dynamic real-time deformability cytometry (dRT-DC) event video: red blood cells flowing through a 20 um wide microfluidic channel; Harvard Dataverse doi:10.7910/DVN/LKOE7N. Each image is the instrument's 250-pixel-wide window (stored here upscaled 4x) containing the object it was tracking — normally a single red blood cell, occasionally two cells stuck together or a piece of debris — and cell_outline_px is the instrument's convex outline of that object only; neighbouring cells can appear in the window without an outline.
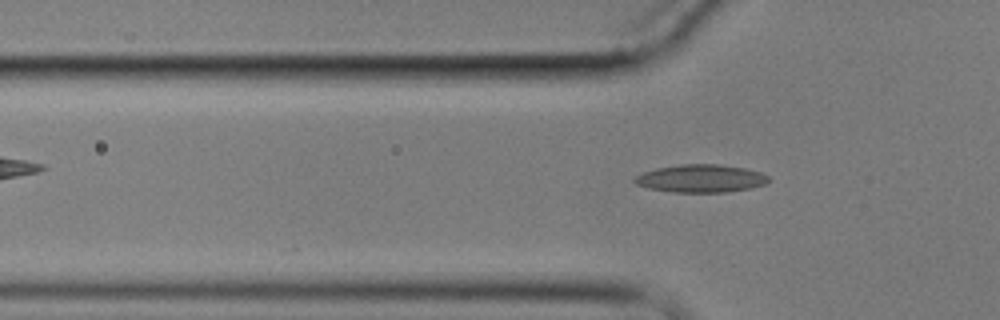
{"species": "common noctule bat (a hibernating species)", "species_latin": "Nyctalus noctula", "temperature_condition": "cold", "stored_images_in_passage": 5, "camera_frame_rate_fps": 3000, "um_per_image_px": 0.085, "animal": {"sex": "male", "body_mass_g": 17.9}, "frame": {"image": 1, "passage_image": 5, "time_ms": 4.667, "image_size_px": [1000, 320], "cell_outline_px": [[768, 180], [764, 184], [752, 188], [728, 192], [672, 192], [648, 188], [636, 184], [632, 180], [636, 176], [644, 172], [656, 168], [680, 164], [720, 164], [744, 168], [760, 172], [768, 176]], "centroid_in_image_um": [59.56, 15.17], "position_along_channel_um": 66.2, "area_um2": 21.73}}